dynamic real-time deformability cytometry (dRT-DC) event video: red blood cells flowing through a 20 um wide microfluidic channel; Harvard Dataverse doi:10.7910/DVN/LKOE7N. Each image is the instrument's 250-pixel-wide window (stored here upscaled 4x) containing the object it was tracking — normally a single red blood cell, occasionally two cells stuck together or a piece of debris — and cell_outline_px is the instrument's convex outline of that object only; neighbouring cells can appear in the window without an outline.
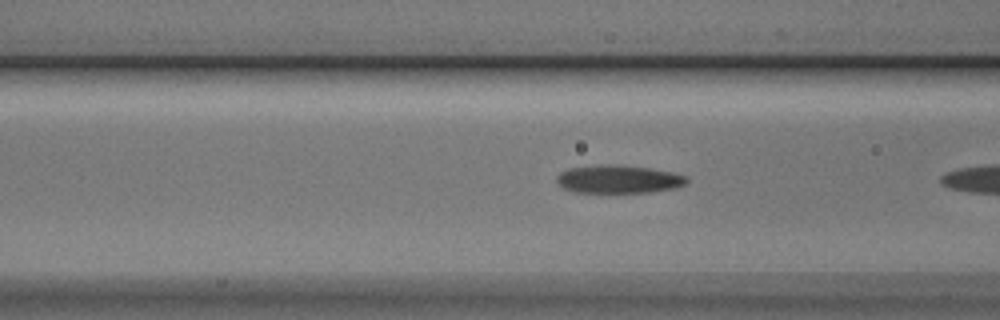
{"species": "Egyptian fruit bat (a non-hibernating species)", "species_latin": "Rousettus aegyptiacus", "temperature_condition": "cold", "stored_images_in_passage": 6, "camera_frame_rate_fps": 3000, "um_per_image_px": 0.085, "animal": {"sex": "male"}, "frame": {"image": 1, "passage_image": 5, "time_ms": 1.333, "image_size_px": [1000, 320], "cell_outline_px": [[688, 180], [684, 184], [676, 188], [652, 192], [576, 192], [564, 188], [556, 184], [556, 176], [560, 172], [568, 168], [608, 164], [648, 168], [672, 172], [688, 176]], "centroid_in_image_um": [52.56, 15.23], "position_along_channel_um": 114.0, "area_um2": 21.21}}